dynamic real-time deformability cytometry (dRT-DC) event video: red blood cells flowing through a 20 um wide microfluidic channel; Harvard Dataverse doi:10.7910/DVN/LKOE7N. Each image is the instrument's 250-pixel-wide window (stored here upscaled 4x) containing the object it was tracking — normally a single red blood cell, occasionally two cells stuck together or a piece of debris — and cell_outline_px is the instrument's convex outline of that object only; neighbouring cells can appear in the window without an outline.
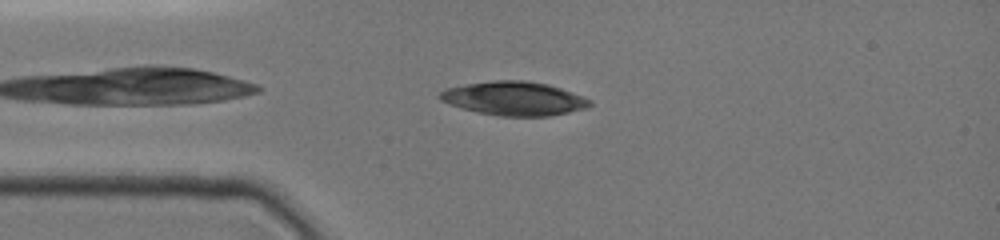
{"species": "common noctule bat (a hibernating species)", "species_latin": "Nyctalus noctula", "temperature_condition": "cold", "stored_images_in_passage": 39, "camera_frame_rate_fps": 3000, "um_per_image_px": 0.085, "animal": {"sex": "female", "body_mass_g": 19.0, "forearm_length_mm": 51.5}, "frame": {"image": 1, "passage_image": 3, "time_ms": 0.667, "image_size_px": [1000, 240], "cell_outline_px": [[592, 104], [584, 108], [568, 112], [548, 116], [500, 116], [476, 112], [460, 108], [440, 100], [436, 96], [440, 92], [448, 88], [468, 84], [496, 80], [520, 80], [544, 84], [560, 88], [592, 100]], "centroid_in_image_um": [43.66, 8.38], "position_along_channel_um": 41.3, "area_um2": 29.19}}